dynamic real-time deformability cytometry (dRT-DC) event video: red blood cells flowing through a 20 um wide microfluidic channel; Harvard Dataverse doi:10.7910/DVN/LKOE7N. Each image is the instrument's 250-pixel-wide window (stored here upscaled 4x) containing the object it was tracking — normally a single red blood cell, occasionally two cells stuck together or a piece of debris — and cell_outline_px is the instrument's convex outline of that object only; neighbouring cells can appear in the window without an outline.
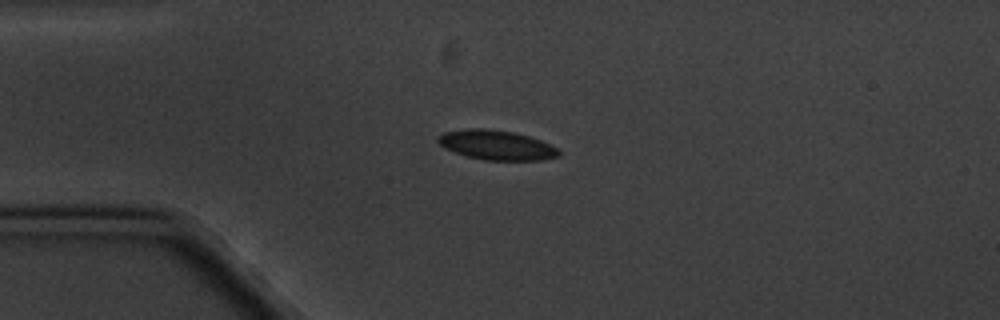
{"species": "common noctule bat (a hibernating species)", "species_latin": "Nyctalus noctula", "temperature_condition": "cold", "stored_images_in_passage": 9, "camera_frame_rate_fps": 3000, "um_per_image_px": 0.085, "animal": {"sex": "male", "body_mass_g": 20.1, "forearm_length_mm": 53.5}, "frame": {"image": 1, "passage_image": 4, "time_ms": 4.333, "image_size_px": [1000, 320], "cell_outline_px": [[560, 156], [540, 160], [484, 160], [468, 156], [456, 152], [440, 144], [436, 140], [444, 132], [468, 128], [484, 128], [512, 132], [528, 136], [540, 140], [560, 148]], "centroid_in_image_um": [42.26, 12.33], "position_along_channel_um": 42.7, "area_um2": 20.63}}
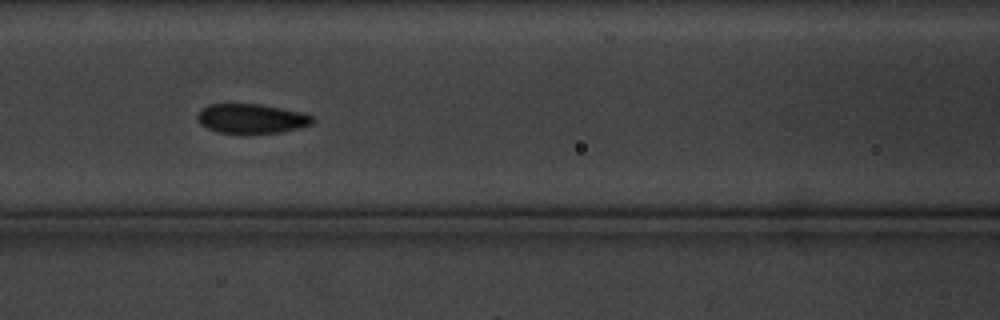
{"frame": {"image": 2, "passage_image": 7, "time_ms": 8.0, "image_size_px": [1000, 320], "cell_outline_px": [[316, 120], [312, 124], [280, 132], [240, 136], [216, 132], [200, 124], [196, 120], [196, 116], [200, 108], [208, 104], [260, 104], [304, 112], [312, 116]], "centroid_in_image_um": [21.33, 10.11], "position_along_channel_um": 145.3, "area_um2": 20.63}}